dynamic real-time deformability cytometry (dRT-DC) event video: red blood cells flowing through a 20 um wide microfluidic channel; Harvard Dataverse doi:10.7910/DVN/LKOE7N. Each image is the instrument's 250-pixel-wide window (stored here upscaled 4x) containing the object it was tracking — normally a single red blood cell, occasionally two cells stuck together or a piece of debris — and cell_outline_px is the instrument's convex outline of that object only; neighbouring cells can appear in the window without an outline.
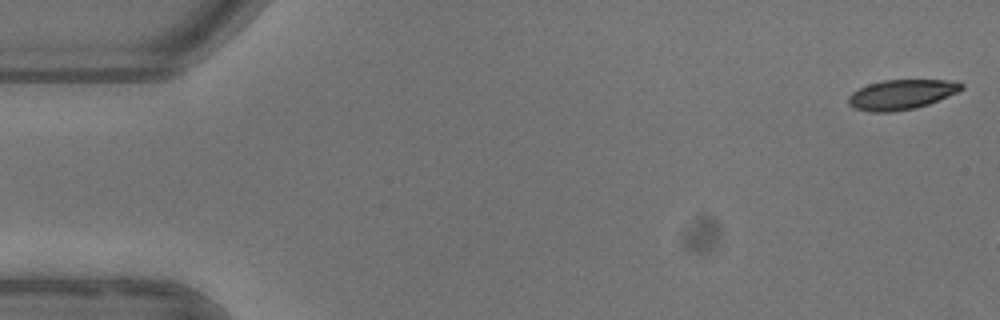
{"species": "common noctule bat (a hibernating species)", "species_latin": "Nyctalus noctula", "temperature_condition": "warm", "stored_images_in_passage": 4, "camera_frame_rate_fps": 3000, "um_per_image_px": 0.085, "animal": {"sex": "female"}, "frame": {"image": 1, "passage_image": 1, "time_ms": 0.0, "image_size_px": [1000, 320], "cell_outline_px": [[964, 88], [956, 92], [928, 104], [916, 108], [892, 112], [872, 112], [856, 108], [848, 104], [848, 96], [852, 92], [868, 84], [884, 80], [960, 80], [964, 84]], "centroid_in_image_um": [76.64, 8.02], "position_along_channel_um": 8.4, "area_um2": 19.65}}